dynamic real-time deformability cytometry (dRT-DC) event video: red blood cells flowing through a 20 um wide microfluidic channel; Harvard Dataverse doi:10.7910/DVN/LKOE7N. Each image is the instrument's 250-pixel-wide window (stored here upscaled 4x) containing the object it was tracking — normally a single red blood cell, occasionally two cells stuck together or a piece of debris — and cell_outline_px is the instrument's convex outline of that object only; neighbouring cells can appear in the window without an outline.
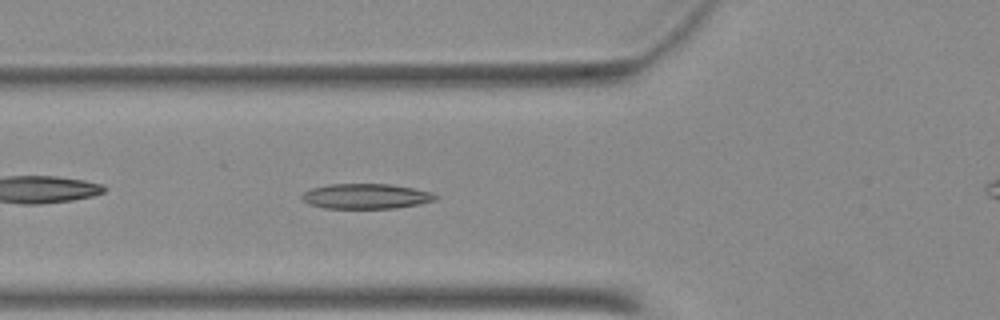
{"species": "Egyptian fruit bat (a non-hibernating species)", "species_latin": "Rousettus aegyptiacus", "temperature_condition": "warm", "stored_images_in_passage": 33, "camera_frame_rate_fps": 3000, "um_per_image_px": 0.085, "animal": {"sex": "female"}, "frame": {"image": 1, "passage_image": 6, "time_ms": 1.667, "image_size_px": [1000, 320], "cell_outline_px": [[436, 200], [420, 204], [396, 208], [324, 208], [308, 204], [300, 200], [300, 196], [304, 192], [312, 188], [328, 184], [388, 184], [412, 188], [432, 192], [436, 196]], "centroid_in_image_um": [31.06, 16.68], "position_along_channel_um": 94.7, "area_um2": 19.59}}
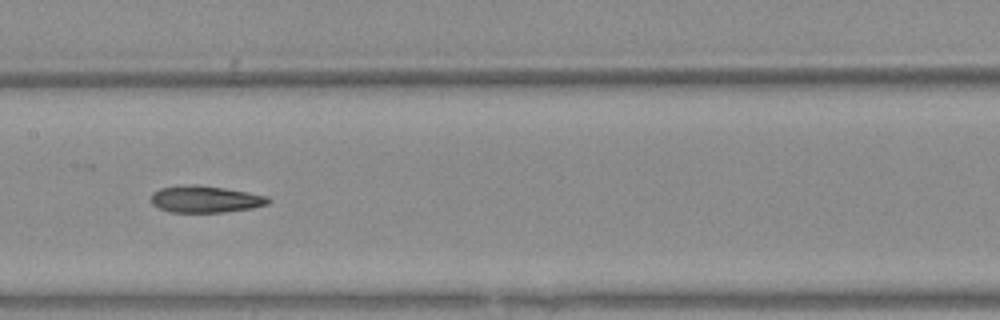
{"frame": {"image": 2, "passage_image": 13, "time_ms": 4.0, "image_size_px": [1000, 320], "cell_outline_px": [[272, 200], [268, 204], [252, 208], [224, 212], [172, 212], [160, 208], [152, 204], [152, 192], [160, 188], [224, 188], [268, 196]], "centroid_in_image_um": [17.54, 16.99], "position_along_channel_um": 189.9, "area_um2": 17.22}}
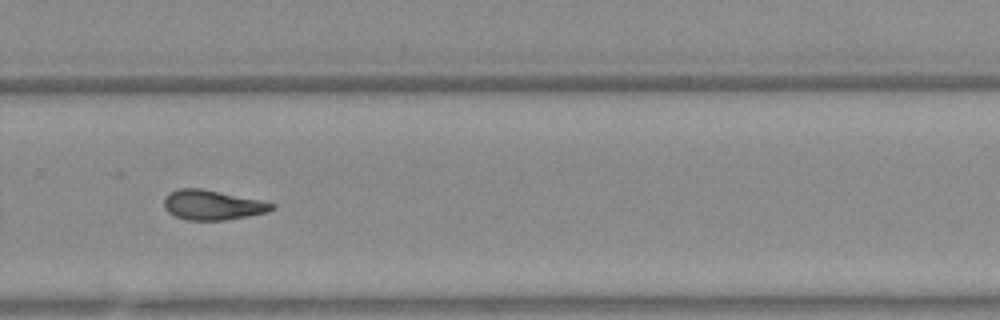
{"frame": {"image": 3, "passage_image": 22, "time_ms": 7.0, "image_size_px": [1000, 320], "cell_outline_px": [[276, 208], [268, 212], [248, 216], [224, 220], [184, 220], [168, 212], [164, 208], [164, 200], [172, 192], [180, 188], [200, 188], [260, 200], [276, 204]], "centroid_in_image_um": [18.08, 17.44], "position_along_channel_um": 311.7, "area_um2": 18.55}}